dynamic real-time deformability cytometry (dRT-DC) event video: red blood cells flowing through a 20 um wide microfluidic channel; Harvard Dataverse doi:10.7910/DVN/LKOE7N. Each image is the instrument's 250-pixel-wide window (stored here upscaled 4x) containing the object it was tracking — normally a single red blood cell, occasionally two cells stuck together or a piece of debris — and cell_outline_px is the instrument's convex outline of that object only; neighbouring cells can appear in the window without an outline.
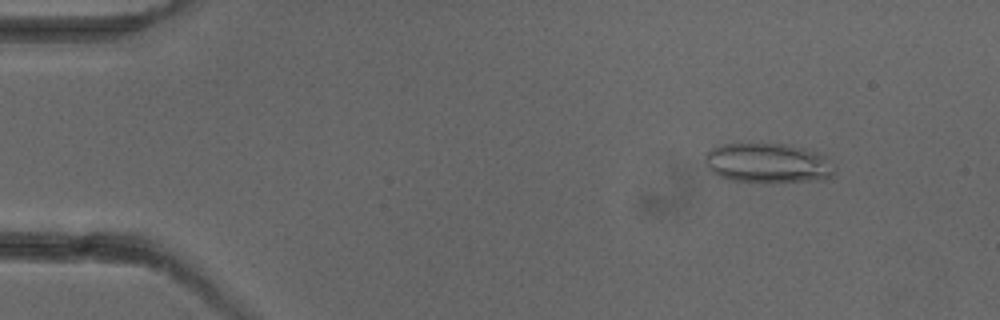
{"species": "common noctule bat (a hibernating species)", "species_latin": "Nyctalus noctula", "temperature_condition": "cold", "stored_images_in_passage": 6, "camera_frame_rate_fps": 3000, "um_per_image_px": 0.085, "animal": {"sex": "female"}, "frame": {"image": 1, "passage_image": 2, "time_ms": 1.667, "image_size_px": [1000, 320], "cell_outline_px": [[836, 172], [832, 176], [824, 180], [728, 180], [712, 172], [704, 164], [704, 152], [712, 148], [724, 144], [788, 144], [804, 148], [816, 152], [832, 160], [836, 168]], "centroid_in_image_um": [65.28, 13.83], "position_along_channel_um": 19.7, "area_um2": 29.65}}
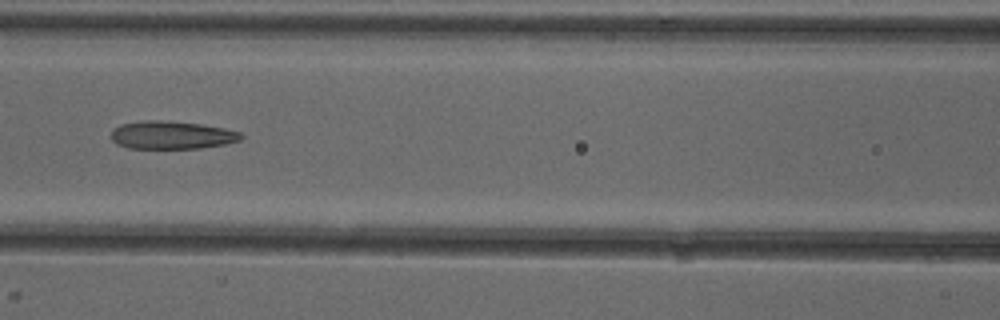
{"frame": {"image": 2, "passage_image": 6, "time_ms": 7.333, "image_size_px": [1000, 320], "cell_outline_px": [[244, 136], [240, 140], [224, 144], [200, 148], [128, 148], [116, 144], [112, 140], [112, 132], [120, 124], [144, 120], [160, 120], [200, 124], [224, 128], [240, 132]], "centroid_in_image_um": [14.59, 11.48], "position_along_channel_um": 152.0, "area_um2": 21.04}}